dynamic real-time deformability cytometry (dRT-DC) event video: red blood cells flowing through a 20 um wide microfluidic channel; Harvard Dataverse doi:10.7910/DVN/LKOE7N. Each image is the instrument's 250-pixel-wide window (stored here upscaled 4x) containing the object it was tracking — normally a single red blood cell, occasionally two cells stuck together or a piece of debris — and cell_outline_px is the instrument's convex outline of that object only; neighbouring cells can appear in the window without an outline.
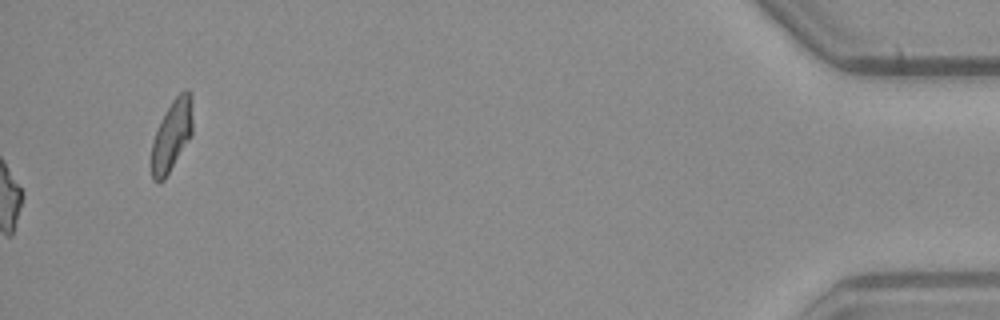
{"species": "common noctule bat (a hibernating species)", "species_latin": "Nyctalus noctula", "temperature_condition": "warm", "stored_images_in_passage": 37, "camera_frame_rate_fps": 3000, "um_per_image_px": 0.085, "animal": {"sex": "male", "body_mass_g": 23.1, "forearm_length_mm": 52.7}, "frame": {"image": 1, "passage_image": 37, "time_ms": 12.0, "image_size_px": [1000, 320], "cell_outline_px": [[192, 132], [164, 180], [160, 184], [156, 184], [152, 180], [152, 140], [160, 120], [172, 100], [184, 88], [188, 88], [192, 92]], "centroid_in_image_um": [14.59, 11.46], "position_along_channel_um": 420.6, "area_um2": 17.05}}